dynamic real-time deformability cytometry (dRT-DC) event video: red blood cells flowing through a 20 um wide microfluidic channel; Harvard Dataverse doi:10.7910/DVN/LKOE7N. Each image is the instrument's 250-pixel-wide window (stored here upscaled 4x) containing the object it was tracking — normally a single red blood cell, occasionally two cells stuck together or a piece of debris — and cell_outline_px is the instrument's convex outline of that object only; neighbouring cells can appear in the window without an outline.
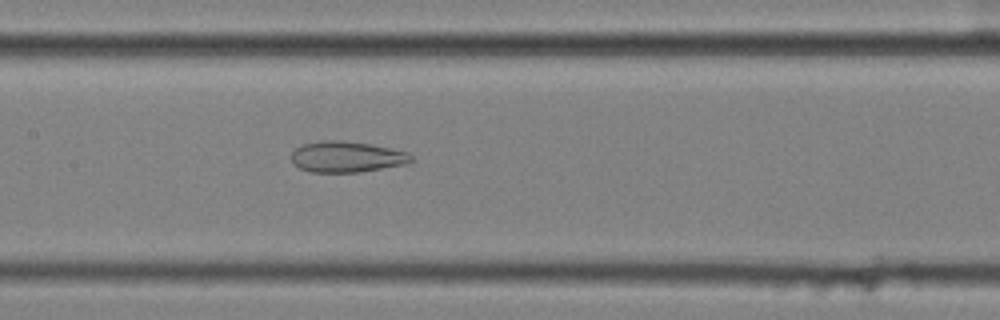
{"species": "common noctule bat (a hibernating species)", "species_latin": "Nyctalus noctula", "temperature_condition": "cold", "stored_images_in_passage": 58, "camera_frame_rate_fps": 3000, "um_per_image_px": 0.085, "animal": {"sex": "female", "body_mass_g": 25.1}, "frame": {"image": 1, "passage_image": 29, "time_ms": 9.333, "image_size_px": [1000, 320], "cell_outline_px": [[412, 160], [408, 164], [360, 172], [312, 172], [300, 168], [292, 160], [292, 152], [300, 144], [320, 140], [340, 140], [372, 144], [392, 148], [408, 152], [412, 156]], "centroid_in_image_um": [29.49, 13.32], "position_along_channel_um": 177.9, "area_um2": 21.79}}
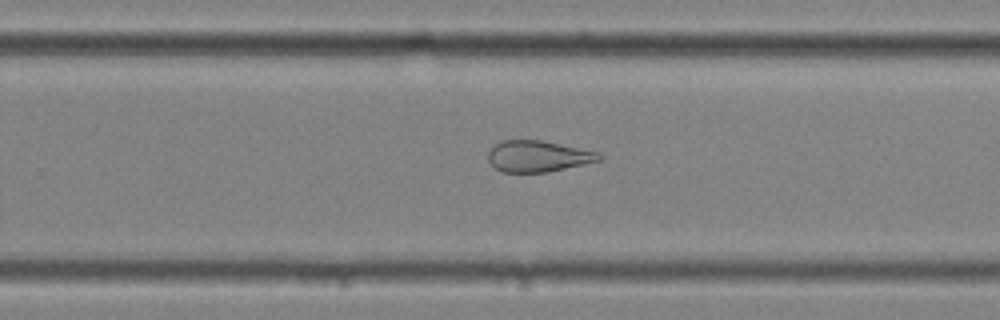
{"frame": {"image": 2, "passage_image": 38, "time_ms": 12.333, "image_size_px": [1000, 320], "cell_outline_px": [[600, 160], [584, 164], [548, 172], [500, 172], [488, 160], [488, 152], [496, 144], [504, 140], [540, 140], [600, 152]], "centroid_in_image_um": [45.72, 13.28], "position_along_channel_um": 284.1, "area_um2": 20.0}}
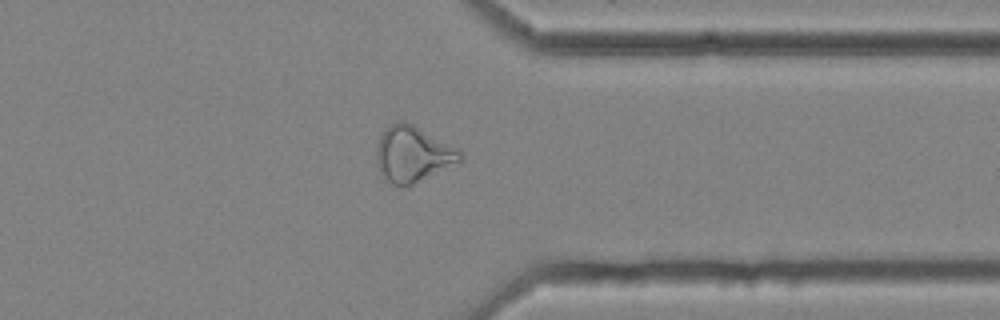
{"frame": {"image": 3, "passage_image": 46, "time_ms": 15.0, "image_size_px": [1000, 320], "cell_outline_px": [[460, 160], [412, 184], [392, 184], [380, 172], [376, 160], [376, 144], [380, 136], [388, 124], [396, 120], [404, 120], [460, 148]], "centroid_in_image_um": [35.04, 13.03], "position_along_channel_um": 376.4, "area_um2": 26.7}, "authors_computed_cell_mechanics": {"area_um2": 28.2353, "velocity_mm_per_s": 3.5486, "shape_relaxation_time_tau1_ms": null, "shape_relaxation_time_tau2_ms": 3.1835, "deformation_change_tau1": null, "deformation_change_tau2": 0.1362}}